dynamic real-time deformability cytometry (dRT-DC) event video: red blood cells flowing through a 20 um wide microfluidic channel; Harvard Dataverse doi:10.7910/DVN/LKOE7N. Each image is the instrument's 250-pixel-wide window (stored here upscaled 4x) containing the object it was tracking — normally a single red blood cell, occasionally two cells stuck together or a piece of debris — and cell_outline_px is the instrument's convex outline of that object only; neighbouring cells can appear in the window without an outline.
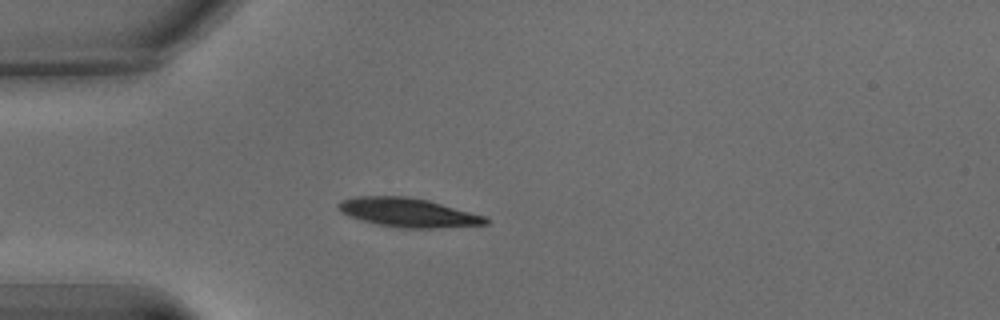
{"species": "common noctule bat (a hibernating species)", "species_latin": "Nyctalus noctula", "temperature_condition": "warm", "stored_images_in_passage": 7, "camera_frame_rate_fps": 3000, "um_per_image_px": 0.085, "animal": {"sex": "male", "body_mass_g": 15.6}, "frame": {"image": 1, "passage_image": 1, "time_ms": 0.0, "image_size_px": [1000, 320], "cell_outline_px": [[488, 224], [436, 228], [400, 228], [376, 224], [348, 216], [340, 212], [336, 204], [340, 200], [356, 196], [404, 196], [428, 200], [484, 216], [488, 220]], "centroid_in_image_um": [34.62, 18.06], "position_along_channel_um": 50.4, "area_um2": 24.8}}
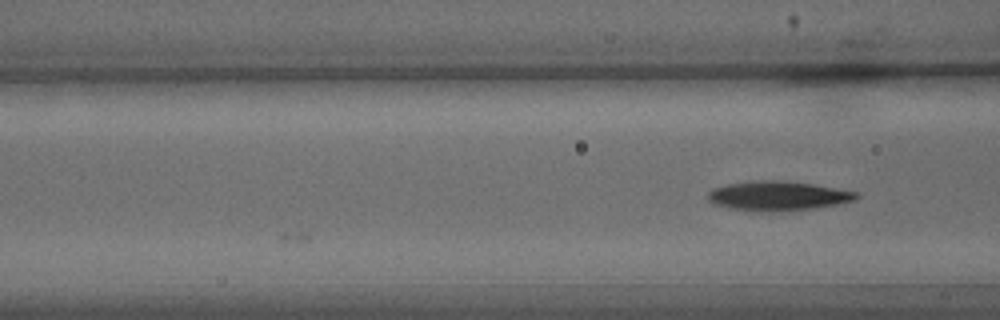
{"frame": {"image": 2, "passage_image": 7, "time_ms": 2.0, "image_size_px": [1000, 320], "cell_outline_px": [[860, 196], [856, 200], [836, 204], [812, 208], [728, 208], [712, 204], [708, 200], [708, 192], [712, 188], [724, 184], [756, 180], [780, 180], [812, 184], [856, 192]], "centroid_in_image_um": [66.08, 16.58], "position_along_channel_um": 100.5, "area_um2": 24.16}}